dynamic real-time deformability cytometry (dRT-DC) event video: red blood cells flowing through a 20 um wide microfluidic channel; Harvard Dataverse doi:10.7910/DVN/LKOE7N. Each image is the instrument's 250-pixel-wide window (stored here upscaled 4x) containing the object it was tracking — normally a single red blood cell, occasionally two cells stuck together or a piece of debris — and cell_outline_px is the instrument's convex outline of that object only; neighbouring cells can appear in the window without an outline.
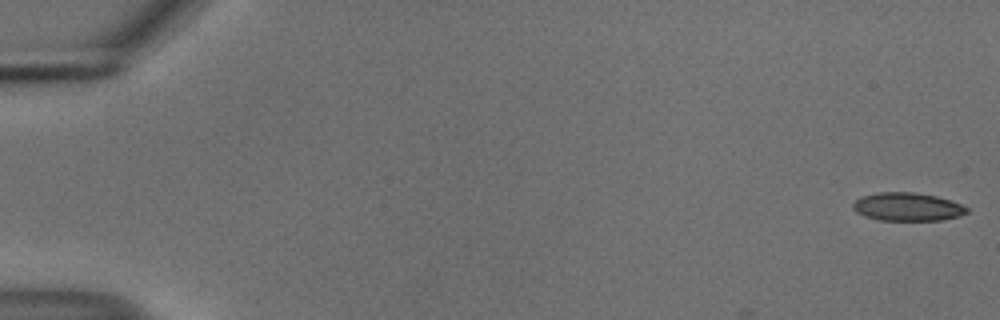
{"species": "common noctule bat (a hibernating species)", "species_latin": "Nyctalus noctula", "temperature_condition": "cold", "stored_images_in_passage": 51, "camera_frame_rate_fps": 3000, "um_per_image_px": 0.085, "animal": {"sex": "male", "body_mass_g": 18.8}, "frame": {"image": 1, "passage_image": 1, "time_ms": 0.0, "image_size_px": [1000, 320], "cell_outline_px": [[968, 212], [960, 216], [940, 220], [880, 220], [864, 216], [856, 212], [852, 208], [852, 204], [860, 196], [880, 192], [912, 192], [936, 196], [960, 204], [968, 208]], "centroid_in_image_um": [77.09, 17.58], "position_along_channel_um": 7.9, "area_um2": 18.67}}
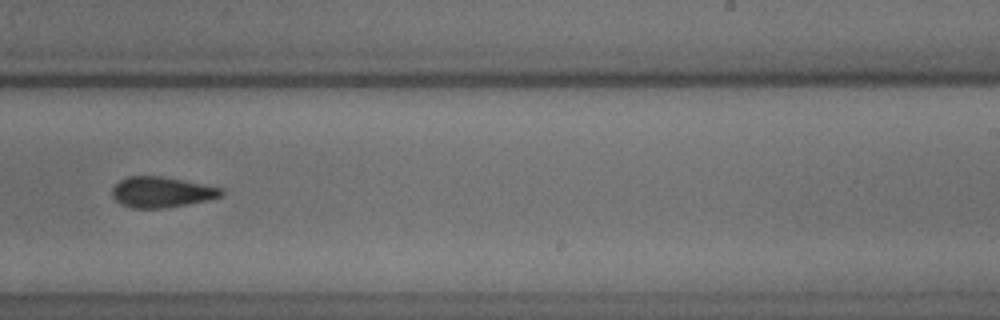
{"frame": {"image": 2, "passage_image": 35, "time_ms": 11.333, "image_size_px": [1000, 320], "cell_outline_px": [[224, 192], [220, 196], [208, 200], [188, 204], [160, 208], [132, 208], [120, 204], [112, 196], [112, 188], [120, 180], [128, 176], [160, 176], [224, 188]], "centroid_in_image_um": [13.72, 16.33], "position_along_channel_um": 275.3, "area_um2": 19.36}}
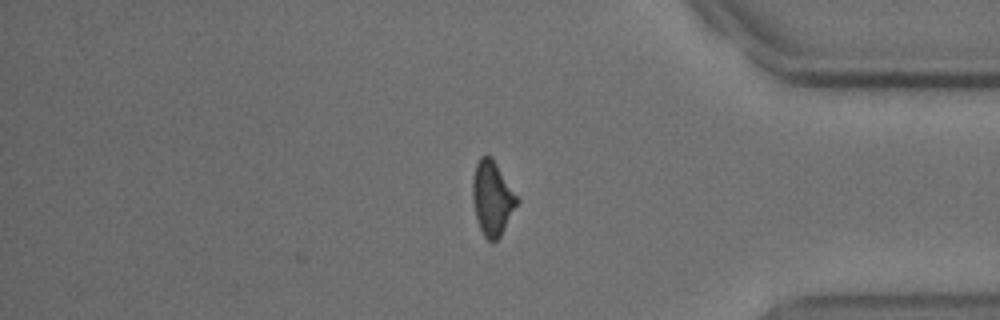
{"frame": {"image": 3, "passage_image": 46, "time_ms": 15.0, "image_size_px": [1000, 320], "cell_outline_px": [[520, 200], [500, 236], [492, 244], [484, 236], [476, 220], [472, 200], [472, 176], [476, 164], [480, 156], [488, 156], [496, 164]], "centroid_in_image_um": [41.82, 16.88], "position_along_channel_um": 393.4, "area_um2": 19.13}, "authors_computed_cell_mechanics": {"area_um2": 19.5942, "velocity_mm_per_s": 3.7427, "shape_relaxation_time_tau1_ms": null, "shape_relaxation_time_tau2_ms": 3.0896, "deformation_change_tau1": null, "deformation_change_tau2": 0.1075}}